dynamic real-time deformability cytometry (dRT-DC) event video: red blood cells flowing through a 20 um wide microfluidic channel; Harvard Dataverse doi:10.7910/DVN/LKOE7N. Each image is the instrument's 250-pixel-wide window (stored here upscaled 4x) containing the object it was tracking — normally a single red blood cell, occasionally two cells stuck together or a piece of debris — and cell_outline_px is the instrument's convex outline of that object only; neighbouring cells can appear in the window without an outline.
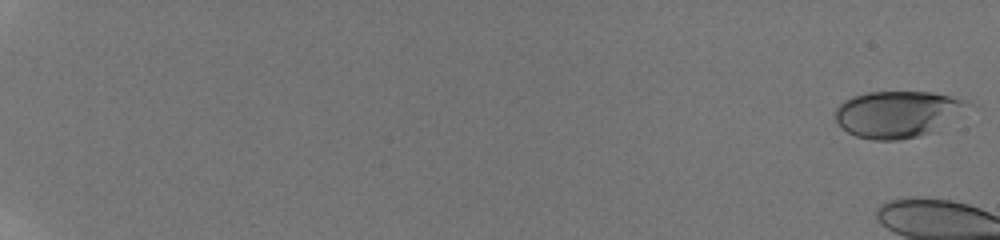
{"species": "human", "species_latin": "Homo sapiens", "temperature_condition": "room temperature", "stored_images_in_passage": 8, "camera_frame_rate_fps": 3000, "um_per_image_px": 0.085, "donor": {"sex": "male"}, "frame": {"image": 1, "passage_image": 1, "time_ms": 0.0, "image_size_px": [1000, 240], "cell_outline_px": [[972, 104], [928, 132], [916, 136], [900, 140], [872, 140], [856, 136], [848, 132], [836, 120], [836, 108], [844, 100], [852, 96], [868, 92], [932, 92], [972, 100]], "centroid_in_image_um": [76.24, 9.67], "position_along_channel_um": 8.8, "area_um2": 35.2}}